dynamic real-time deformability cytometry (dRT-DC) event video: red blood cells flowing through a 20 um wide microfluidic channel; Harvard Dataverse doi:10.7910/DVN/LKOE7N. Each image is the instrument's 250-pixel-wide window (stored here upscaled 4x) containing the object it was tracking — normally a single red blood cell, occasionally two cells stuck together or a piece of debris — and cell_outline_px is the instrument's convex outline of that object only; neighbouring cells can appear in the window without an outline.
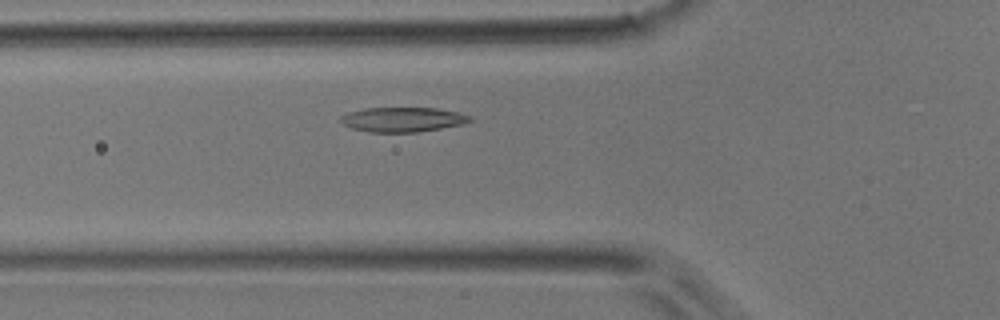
{"species": "common noctule bat (a hibernating species)", "species_latin": "Nyctalus noctula", "temperature_condition": "room temperature", "stored_images_in_passage": 42, "camera_frame_rate_fps": 3000, "um_per_image_px": 0.085, "animal": {"sex": "male", "body_mass_g": 17.9}, "frame": {"image": 1, "passage_image": 10, "time_ms": 3.0, "image_size_px": [1000, 320], "cell_outline_px": [[472, 120], [464, 124], [416, 132], [368, 132], [352, 128], [344, 124], [340, 120], [340, 116], [348, 112], [364, 108], [436, 108], [456, 112], [468, 116]], "centroid_in_image_um": [34.18, 10.16], "position_along_channel_um": 91.6, "area_um2": 18.38}}
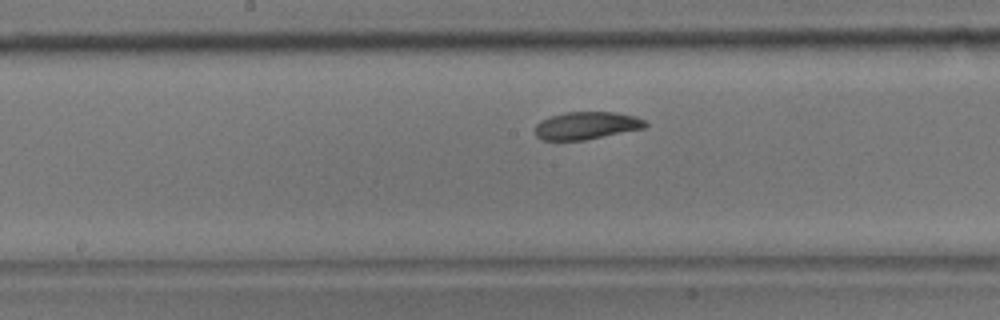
{"frame": {"image": 2, "passage_image": 18, "time_ms": 5.667, "image_size_px": [1000, 320], "cell_outline_px": [[648, 124], [644, 128], [584, 140], [540, 140], [536, 136], [536, 124], [540, 120], [564, 112], [616, 112], [636, 116], [644, 120]], "centroid_in_image_um": [49.84, 10.67], "position_along_channel_um": 198.4, "area_um2": 17.69}}
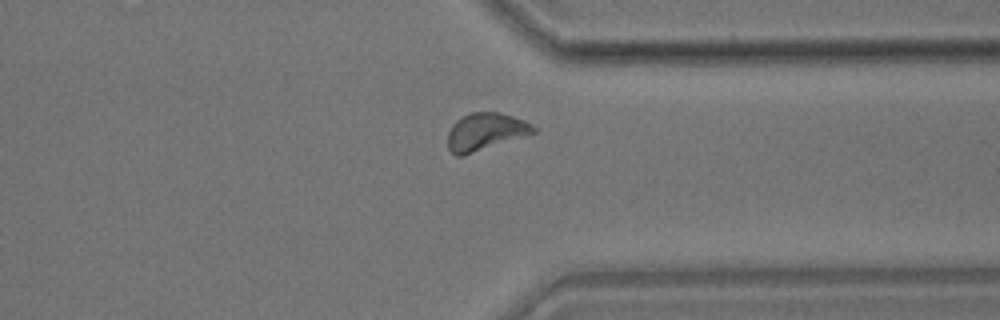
{"frame": {"image": 3, "passage_image": 31, "time_ms": 10.0, "image_size_px": [1000, 320], "cell_outline_px": [[536, 132], [460, 156], [456, 156], [448, 148], [448, 132], [452, 124], [456, 120], [468, 112], [500, 112], [524, 120], [532, 124], [536, 128]], "centroid_in_image_um": [41.24, 11.16], "position_along_channel_um": 370.2, "area_um2": 18.38}}